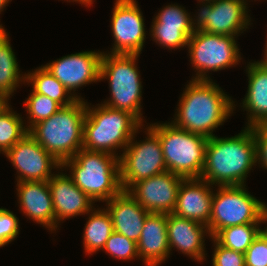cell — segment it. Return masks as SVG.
Listing matches in <instances>:
<instances>
[{"label": "cell", "mask_w": 267, "mask_h": 266, "mask_svg": "<svg viewBox=\"0 0 267 266\" xmlns=\"http://www.w3.org/2000/svg\"><path fill=\"white\" fill-rule=\"evenodd\" d=\"M85 115L86 101L77 99L35 124L29 134L62 164L82 149Z\"/></svg>", "instance_id": "obj_5"}, {"label": "cell", "mask_w": 267, "mask_h": 266, "mask_svg": "<svg viewBox=\"0 0 267 266\" xmlns=\"http://www.w3.org/2000/svg\"><path fill=\"white\" fill-rule=\"evenodd\" d=\"M19 225V218L12 211L0 208V247H4L18 237Z\"/></svg>", "instance_id": "obj_32"}, {"label": "cell", "mask_w": 267, "mask_h": 266, "mask_svg": "<svg viewBox=\"0 0 267 266\" xmlns=\"http://www.w3.org/2000/svg\"><path fill=\"white\" fill-rule=\"evenodd\" d=\"M198 3L200 7L202 5L198 9L199 12L190 16L194 31L238 37L251 25L248 0H215Z\"/></svg>", "instance_id": "obj_11"}, {"label": "cell", "mask_w": 267, "mask_h": 266, "mask_svg": "<svg viewBox=\"0 0 267 266\" xmlns=\"http://www.w3.org/2000/svg\"><path fill=\"white\" fill-rule=\"evenodd\" d=\"M4 155L17 170L16 182L48 181L54 175L52 169H61V163L29 133Z\"/></svg>", "instance_id": "obj_13"}, {"label": "cell", "mask_w": 267, "mask_h": 266, "mask_svg": "<svg viewBox=\"0 0 267 266\" xmlns=\"http://www.w3.org/2000/svg\"><path fill=\"white\" fill-rule=\"evenodd\" d=\"M263 229L260 224H244L221 229L213 238L225 248L245 253Z\"/></svg>", "instance_id": "obj_27"}, {"label": "cell", "mask_w": 267, "mask_h": 266, "mask_svg": "<svg viewBox=\"0 0 267 266\" xmlns=\"http://www.w3.org/2000/svg\"><path fill=\"white\" fill-rule=\"evenodd\" d=\"M140 129H146L144 140L135 141ZM120 158V184L128 191L135 183L167 171L159 136L147 125L134 133Z\"/></svg>", "instance_id": "obj_10"}, {"label": "cell", "mask_w": 267, "mask_h": 266, "mask_svg": "<svg viewBox=\"0 0 267 266\" xmlns=\"http://www.w3.org/2000/svg\"><path fill=\"white\" fill-rule=\"evenodd\" d=\"M256 146V163L267 169V123L252 126Z\"/></svg>", "instance_id": "obj_34"}, {"label": "cell", "mask_w": 267, "mask_h": 266, "mask_svg": "<svg viewBox=\"0 0 267 266\" xmlns=\"http://www.w3.org/2000/svg\"><path fill=\"white\" fill-rule=\"evenodd\" d=\"M245 266H267V229H264L255 238L244 253Z\"/></svg>", "instance_id": "obj_31"}, {"label": "cell", "mask_w": 267, "mask_h": 266, "mask_svg": "<svg viewBox=\"0 0 267 266\" xmlns=\"http://www.w3.org/2000/svg\"><path fill=\"white\" fill-rule=\"evenodd\" d=\"M18 204L30 220L55 231V212L48 181L17 182Z\"/></svg>", "instance_id": "obj_20"}, {"label": "cell", "mask_w": 267, "mask_h": 266, "mask_svg": "<svg viewBox=\"0 0 267 266\" xmlns=\"http://www.w3.org/2000/svg\"><path fill=\"white\" fill-rule=\"evenodd\" d=\"M155 15L149 30L152 41L168 50L187 48L194 30L191 27L190 13L185 7L171 3Z\"/></svg>", "instance_id": "obj_16"}, {"label": "cell", "mask_w": 267, "mask_h": 266, "mask_svg": "<svg viewBox=\"0 0 267 266\" xmlns=\"http://www.w3.org/2000/svg\"><path fill=\"white\" fill-rule=\"evenodd\" d=\"M265 203L251 195L246 185L218 186L213 192L208 231L214 237L221 229L244 224H265Z\"/></svg>", "instance_id": "obj_8"}, {"label": "cell", "mask_w": 267, "mask_h": 266, "mask_svg": "<svg viewBox=\"0 0 267 266\" xmlns=\"http://www.w3.org/2000/svg\"><path fill=\"white\" fill-rule=\"evenodd\" d=\"M29 94L28 98L24 101L25 111L27 113L26 128L29 131L35 124L50 118L56 113L62 106L47 97L39 93H35L33 90ZM29 123V124H28Z\"/></svg>", "instance_id": "obj_29"}, {"label": "cell", "mask_w": 267, "mask_h": 266, "mask_svg": "<svg viewBox=\"0 0 267 266\" xmlns=\"http://www.w3.org/2000/svg\"><path fill=\"white\" fill-rule=\"evenodd\" d=\"M264 217H265V223H267V204L266 203H265ZM265 228L267 229V226Z\"/></svg>", "instance_id": "obj_39"}, {"label": "cell", "mask_w": 267, "mask_h": 266, "mask_svg": "<svg viewBox=\"0 0 267 266\" xmlns=\"http://www.w3.org/2000/svg\"><path fill=\"white\" fill-rule=\"evenodd\" d=\"M25 74V85L31 84L35 93L46 95L62 107L71 105L77 100L43 65Z\"/></svg>", "instance_id": "obj_26"}, {"label": "cell", "mask_w": 267, "mask_h": 266, "mask_svg": "<svg viewBox=\"0 0 267 266\" xmlns=\"http://www.w3.org/2000/svg\"><path fill=\"white\" fill-rule=\"evenodd\" d=\"M167 235L170 254L176 249L199 263L206 260L205 238H211L206 225L169 213Z\"/></svg>", "instance_id": "obj_18"}, {"label": "cell", "mask_w": 267, "mask_h": 266, "mask_svg": "<svg viewBox=\"0 0 267 266\" xmlns=\"http://www.w3.org/2000/svg\"><path fill=\"white\" fill-rule=\"evenodd\" d=\"M65 1H67V2H76V3H79L81 5H84L85 7L92 6V4L94 2V0H65Z\"/></svg>", "instance_id": "obj_36"}, {"label": "cell", "mask_w": 267, "mask_h": 266, "mask_svg": "<svg viewBox=\"0 0 267 266\" xmlns=\"http://www.w3.org/2000/svg\"><path fill=\"white\" fill-rule=\"evenodd\" d=\"M182 177L166 171L135 183L127 192L149 213H173Z\"/></svg>", "instance_id": "obj_15"}, {"label": "cell", "mask_w": 267, "mask_h": 266, "mask_svg": "<svg viewBox=\"0 0 267 266\" xmlns=\"http://www.w3.org/2000/svg\"><path fill=\"white\" fill-rule=\"evenodd\" d=\"M210 239L214 245L212 266H245V256L243 253L225 248L213 237Z\"/></svg>", "instance_id": "obj_33"}, {"label": "cell", "mask_w": 267, "mask_h": 266, "mask_svg": "<svg viewBox=\"0 0 267 266\" xmlns=\"http://www.w3.org/2000/svg\"><path fill=\"white\" fill-rule=\"evenodd\" d=\"M264 56H263V59L262 60H260V61H262V62H264V63H267V37H266V43H265V47H264Z\"/></svg>", "instance_id": "obj_38"}, {"label": "cell", "mask_w": 267, "mask_h": 266, "mask_svg": "<svg viewBox=\"0 0 267 266\" xmlns=\"http://www.w3.org/2000/svg\"><path fill=\"white\" fill-rule=\"evenodd\" d=\"M105 206L111 215L114 231L137 243L150 213L123 190L107 201Z\"/></svg>", "instance_id": "obj_23"}, {"label": "cell", "mask_w": 267, "mask_h": 266, "mask_svg": "<svg viewBox=\"0 0 267 266\" xmlns=\"http://www.w3.org/2000/svg\"><path fill=\"white\" fill-rule=\"evenodd\" d=\"M159 136L167 171L184 179L200 178L205 164L207 137L174 126L171 122L151 123Z\"/></svg>", "instance_id": "obj_7"}, {"label": "cell", "mask_w": 267, "mask_h": 266, "mask_svg": "<svg viewBox=\"0 0 267 266\" xmlns=\"http://www.w3.org/2000/svg\"><path fill=\"white\" fill-rule=\"evenodd\" d=\"M12 0H0V14L3 12V10L8 6L9 2ZM0 30H5V28L0 24Z\"/></svg>", "instance_id": "obj_37"}, {"label": "cell", "mask_w": 267, "mask_h": 266, "mask_svg": "<svg viewBox=\"0 0 267 266\" xmlns=\"http://www.w3.org/2000/svg\"><path fill=\"white\" fill-rule=\"evenodd\" d=\"M57 173L48 180L55 212V231L61 221L85 215L94 207V201L74 184L68 174Z\"/></svg>", "instance_id": "obj_17"}, {"label": "cell", "mask_w": 267, "mask_h": 266, "mask_svg": "<svg viewBox=\"0 0 267 266\" xmlns=\"http://www.w3.org/2000/svg\"><path fill=\"white\" fill-rule=\"evenodd\" d=\"M236 40V36L194 31L187 44L190 62L196 73L191 80L209 81L212 80L210 71L217 72L239 65L242 57Z\"/></svg>", "instance_id": "obj_9"}, {"label": "cell", "mask_w": 267, "mask_h": 266, "mask_svg": "<svg viewBox=\"0 0 267 266\" xmlns=\"http://www.w3.org/2000/svg\"><path fill=\"white\" fill-rule=\"evenodd\" d=\"M197 1H199V2H213V1H215V0H197Z\"/></svg>", "instance_id": "obj_40"}, {"label": "cell", "mask_w": 267, "mask_h": 266, "mask_svg": "<svg viewBox=\"0 0 267 266\" xmlns=\"http://www.w3.org/2000/svg\"><path fill=\"white\" fill-rule=\"evenodd\" d=\"M256 146L252 127H244L231 137L207 139L205 164L201 179L213 186L245 185L256 166Z\"/></svg>", "instance_id": "obj_2"}, {"label": "cell", "mask_w": 267, "mask_h": 266, "mask_svg": "<svg viewBox=\"0 0 267 266\" xmlns=\"http://www.w3.org/2000/svg\"><path fill=\"white\" fill-rule=\"evenodd\" d=\"M201 178L182 179L173 214L209 226L213 189Z\"/></svg>", "instance_id": "obj_19"}, {"label": "cell", "mask_w": 267, "mask_h": 266, "mask_svg": "<svg viewBox=\"0 0 267 266\" xmlns=\"http://www.w3.org/2000/svg\"><path fill=\"white\" fill-rule=\"evenodd\" d=\"M185 86L171 123L207 138L215 136L213 131L234 113L235 100L213 80H190Z\"/></svg>", "instance_id": "obj_1"}, {"label": "cell", "mask_w": 267, "mask_h": 266, "mask_svg": "<svg viewBox=\"0 0 267 266\" xmlns=\"http://www.w3.org/2000/svg\"><path fill=\"white\" fill-rule=\"evenodd\" d=\"M86 101L83 146L90 151L105 152L120 158L117 150L124 149L141 127H145L134 115L115 110L102 104L96 106Z\"/></svg>", "instance_id": "obj_4"}, {"label": "cell", "mask_w": 267, "mask_h": 266, "mask_svg": "<svg viewBox=\"0 0 267 266\" xmlns=\"http://www.w3.org/2000/svg\"><path fill=\"white\" fill-rule=\"evenodd\" d=\"M86 215H88V220L83 232V247L86 255H92L104 249L114 228L106 207L102 209L93 207Z\"/></svg>", "instance_id": "obj_24"}, {"label": "cell", "mask_w": 267, "mask_h": 266, "mask_svg": "<svg viewBox=\"0 0 267 266\" xmlns=\"http://www.w3.org/2000/svg\"><path fill=\"white\" fill-rule=\"evenodd\" d=\"M14 50H12L9 34L0 30V93L10 99L19 84H25L26 74H21Z\"/></svg>", "instance_id": "obj_25"}, {"label": "cell", "mask_w": 267, "mask_h": 266, "mask_svg": "<svg viewBox=\"0 0 267 266\" xmlns=\"http://www.w3.org/2000/svg\"><path fill=\"white\" fill-rule=\"evenodd\" d=\"M103 52L81 51L63 56L43 65L76 99L85 100L75 91L100 81V63Z\"/></svg>", "instance_id": "obj_14"}, {"label": "cell", "mask_w": 267, "mask_h": 266, "mask_svg": "<svg viewBox=\"0 0 267 266\" xmlns=\"http://www.w3.org/2000/svg\"><path fill=\"white\" fill-rule=\"evenodd\" d=\"M103 251L117 260L130 261L135 260V258L139 259L137 243L115 231L106 241Z\"/></svg>", "instance_id": "obj_30"}, {"label": "cell", "mask_w": 267, "mask_h": 266, "mask_svg": "<svg viewBox=\"0 0 267 266\" xmlns=\"http://www.w3.org/2000/svg\"><path fill=\"white\" fill-rule=\"evenodd\" d=\"M12 109L9 104L0 113V153L2 154H5L29 133L23 117Z\"/></svg>", "instance_id": "obj_28"}, {"label": "cell", "mask_w": 267, "mask_h": 266, "mask_svg": "<svg viewBox=\"0 0 267 266\" xmlns=\"http://www.w3.org/2000/svg\"><path fill=\"white\" fill-rule=\"evenodd\" d=\"M9 100L4 94L0 93V113L9 105Z\"/></svg>", "instance_id": "obj_35"}, {"label": "cell", "mask_w": 267, "mask_h": 266, "mask_svg": "<svg viewBox=\"0 0 267 266\" xmlns=\"http://www.w3.org/2000/svg\"><path fill=\"white\" fill-rule=\"evenodd\" d=\"M247 92L240 106L247 112L246 127L267 123V63L249 62L246 66Z\"/></svg>", "instance_id": "obj_22"}, {"label": "cell", "mask_w": 267, "mask_h": 266, "mask_svg": "<svg viewBox=\"0 0 267 266\" xmlns=\"http://www.w3.org/2000/svg\"><path fill=\"white\" fill-rule=\"evenodd\" d=\"M137 251L145 266H159L170 257L166 213H150L146 217Z\"/></svg>", "instance_id": "obj_21"}, {"label": "cell", "mask_w": 267, "mask_h": 266, "mask_svg": "<svg viewBox=\"0 0 267 266\" xmlns=\"http://www.w3.org/2000/svg\"><path fill=\"white\" fill-rule=\"evenodd\" d=\"M111 16V54H138L146 38L145 19L136 0H115Z\"/></svg>", "instance_id": "obj_12"}, {"label": "cell", "mask_w": 267, "mask_h": 266, "mask_svg": "<svg viewBox=\"0 0 267 266\" xmlns=\"http://www.w3.org/2000/svg\"><path fill=\"white\" fill-rule=\"evenodd\" d=\"M74 184L93 201L107 202L122 191L119 157L105 152L80 149L61 164Z\"/></svg>", "instance_id": "obj_3"}, {"label": "cell", "mask_w": 267, "mask_h": 266, "mask_svg": "<svg viewBox=\"0 0 267 266\" xmlns=\"http://www.w3.org/2000/svg\"><path fill=\"white\" fill-rule=\"evenodd\" d=\"M138 54H111L103 52L100 63L99 79L109 82L110 98L103 105L128 111L142 124V81L137 67ZM143 121V122H142Z\"/></svg>", "instance_id": "obj_6"}]
</instances>
